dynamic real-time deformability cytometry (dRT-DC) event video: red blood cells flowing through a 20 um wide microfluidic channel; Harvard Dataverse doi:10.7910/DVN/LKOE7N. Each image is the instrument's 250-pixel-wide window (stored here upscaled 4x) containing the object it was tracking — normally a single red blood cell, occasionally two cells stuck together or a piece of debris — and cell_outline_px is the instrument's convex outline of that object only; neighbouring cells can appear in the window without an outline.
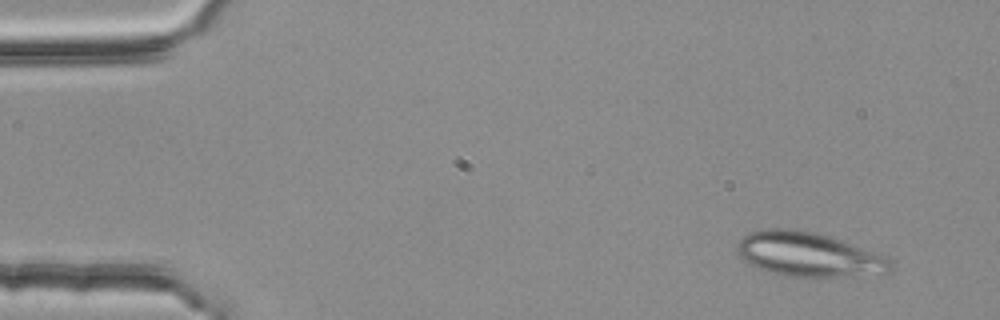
{"species": "common noctule bat (a hibernating species)", "species_latin": "Nyctalus noctula", "temperature_condition": "room temperature", "stored_images_in_passage": 4, "camera_frame_rate_fps": 3000, "um_per_image_px": 0.085, "animal": {"sex": "female", "body_mass_g": 25.1}, "frame": {"image": 1, "passage_image": 1, "time_ms": 0.0, "image_size_px": [1000, 320], "cell_outline_px": [[892, 268], [888, 272], [836, 276], [784, 276], [748, 264], [736, 252], [736, 244], [744, 236], [752, 232], [764, 228], [792, 228], [816, 232], [840, 240], [884, 256], [892, 264]], "centroid_in_image_um": [68.63, 21.6], "position_along_channel_um": 16.4, "area_um2": 38.9}}